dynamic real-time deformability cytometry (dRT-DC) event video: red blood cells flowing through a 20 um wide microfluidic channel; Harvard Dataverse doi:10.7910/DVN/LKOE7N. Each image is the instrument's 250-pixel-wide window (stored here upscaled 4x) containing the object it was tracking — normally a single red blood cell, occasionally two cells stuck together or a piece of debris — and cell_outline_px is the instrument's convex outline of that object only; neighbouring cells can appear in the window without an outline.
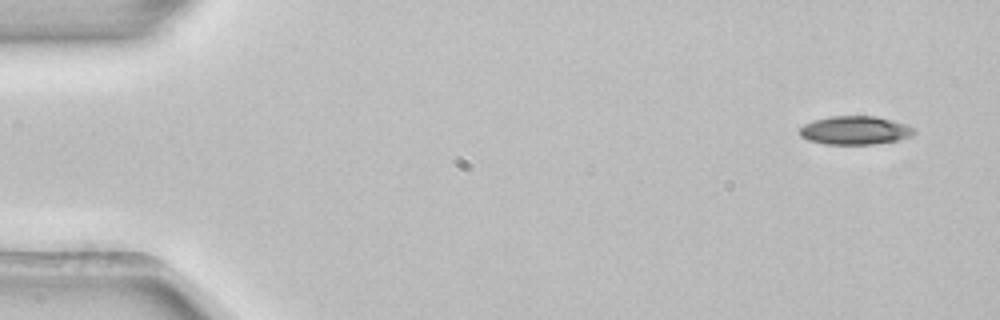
{"species": "common noctule bat (a hibernating species)", "species_latin": "Nyctalus noctula", "temperature_condition": "room temperature", "stored_images_in_passage": 4, "camera_frame_rate_fps": 3000, "um_per_image_px": 0.085, "animal": {"sex": "female", "body_mass_g": 22.7, "forearm_length_mm": 54.2}, "frame": {"image": 1, "passage_image": 1, "time_ms": 0.0, "image_size_px": [1000, 320], "cell_outline_px": [[916, 132], [900, 140], [876, 144], [824, 144], [808, 140], [800, 136], [800, 128], [804, 124], [812, 120], [832, 116], [876, 116], [892, 120], [916, 128]], "centroid_in_image_um": [72.67, 11.08], "position_along_channel_um": 12.3, "area_um2": 19.07}}
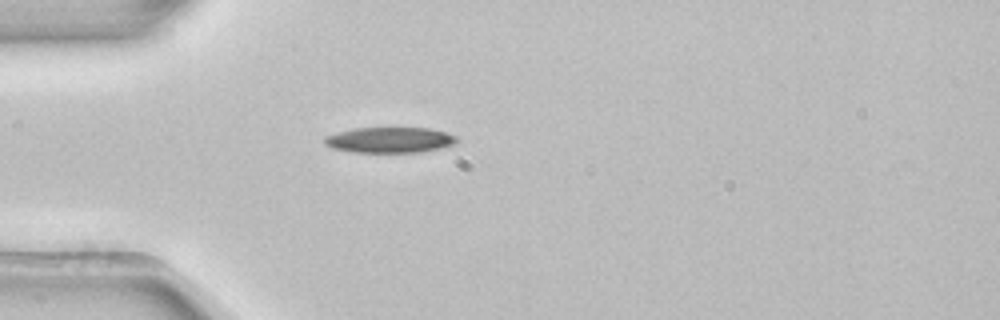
{"frame": {"image": 2, "passage_image": 4, "time_ms": 1.0, "image_size_px": [1000, 320], "cell_outline_px": [[460, 140], [456, 144], [440, 148], [420, 152], [352, 152], [332, 148], [324, 144], [324, 136], [356, 128], [428, 128], [444, 132], [456, 136]], "centroid_in_image_um": [33.15, 11.9], "position_along_channel_um": 51.9, "area_um2": 19.71}}